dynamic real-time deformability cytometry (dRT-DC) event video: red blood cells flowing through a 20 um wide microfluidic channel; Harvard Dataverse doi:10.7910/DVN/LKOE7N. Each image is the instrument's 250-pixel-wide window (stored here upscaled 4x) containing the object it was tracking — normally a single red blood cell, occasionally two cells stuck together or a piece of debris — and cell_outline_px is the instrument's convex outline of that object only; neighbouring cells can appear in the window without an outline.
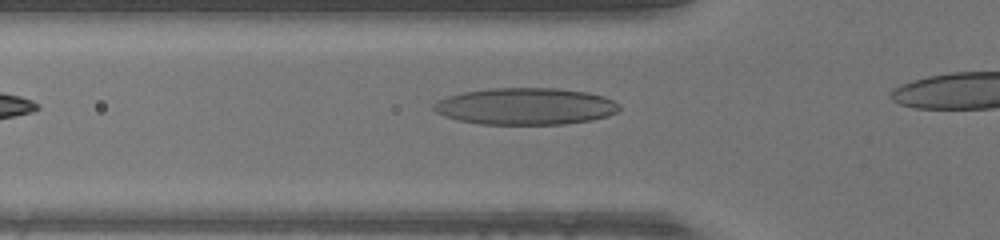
{"species": "human", "species_latin": "Homo sapiens", "temperature_condition": "warm", "stored_images_in_passage": 7, "camera_frame_rate_fps": 3000, "um_per_image_px": 0.085, "donor": {"sex": "male"}, "frame": {"image": 1, "passage_image": 2, "time_ms": 0.333, "image_size_px": [1000, 240], "cell_outline_px": [[620, 108], [616, 112], [608, 116], [592, 120], [564, 124], [480, 124], [456, 120], [444, 116], [436, 112], [432, 108], [432, 104], [436, 100], [448, 96], [464, 92], [492, 88], [560, 88], [588, 92], [604, 96], [620, 104]], "centroid_in_image_um": [44.66, 9.03], "position_along_channel_um": 81.1, "area_um2": 40.11}}
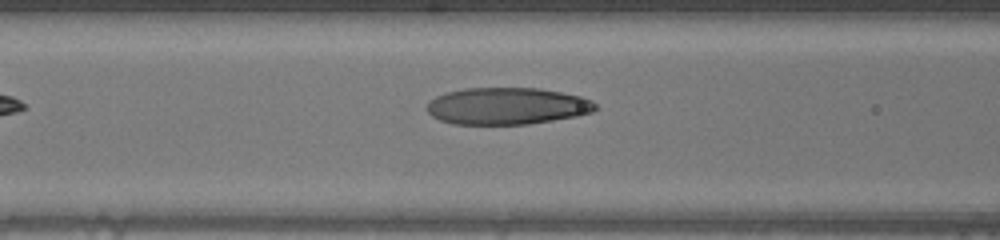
{"frame": {"image": 2, "passage_image": 5, "time_ms": 1.333, "image_size_px": [1000, 240], "cell_outline_px": [[596, 108], [592, 112], [576, 116], [528, 124], [452, 124], [440, 120], [432, 116], [424, 108], [428, 100], [436, 96], [448, 92], [464, 88], [540, 88], [580, 96], [592, 100], [596, 104]], "centroid_in_image_um": [43.05, 9.01], "position_along_channel_um": 123.5, "area_um2": 36.36}}